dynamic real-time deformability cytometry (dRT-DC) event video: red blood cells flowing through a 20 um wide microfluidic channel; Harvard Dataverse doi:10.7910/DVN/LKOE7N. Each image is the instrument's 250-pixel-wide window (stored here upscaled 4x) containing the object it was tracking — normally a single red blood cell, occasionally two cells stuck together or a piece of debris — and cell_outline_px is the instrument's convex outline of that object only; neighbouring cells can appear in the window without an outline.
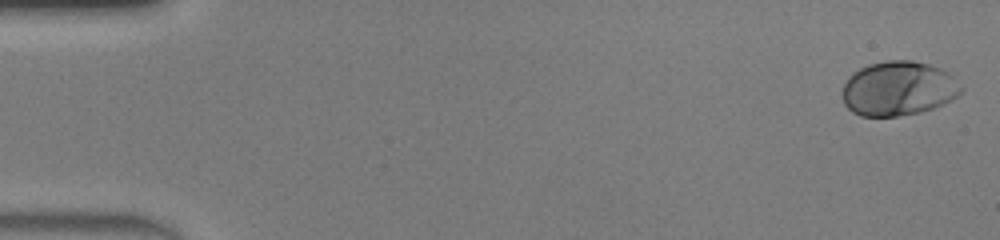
{"species": "human", "species_latin": "Homo sapiens", "temperature_condition": "warm", "stored_images_in_passage": 49, "camera_frame_rate_fps": 3000, "um_per_image_px": 0.085, "donor": {"sex": "male"}, "frame": {"image": 1, "passage_image": 1, "time_ms": 0.0, "image_size_px": [1000, 240], "cell_outline_px": [[964, 92], [952, 100], [932, 108], [920, 112], [896, 116], [860, 116], [852, 112], [844, 104], [844, 84], [848, 76], [852, 72], [868, 64], [888, 60], [912, 60], [928, 64], [940, 68], [948, 72], [964, 88]], "centroid_in_image_um": [76.38, 7.52], "position_along_channel_um": 8.6, "area_um2": 37.8}}
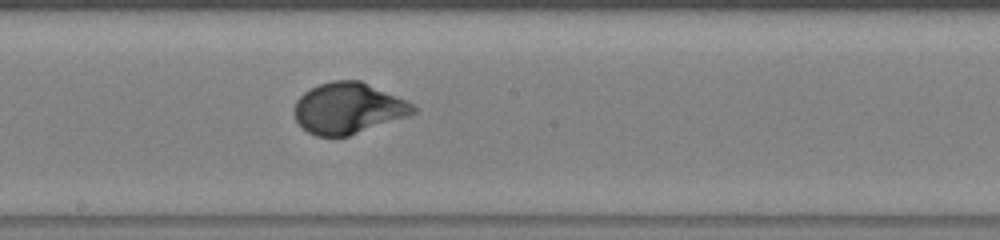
{"frame": {"image": 2, "passage_image": 27, "time_ms": 8.667, "image_size_px": [1000, 240], "cell_outline_px": [[420, 108], [416, 112], [408, 116], [348, 136], [316, 136], [308, 132], [296, 120], [292, 112], [292, 108], [296, 100], [304, 92], [320, 84], [332, 80], [360, 80], [408, 100]], "centroid_in_image_um": [29.61, 9.19], "position_along_channel_um": 218.6, "area_um2": 35.6}}
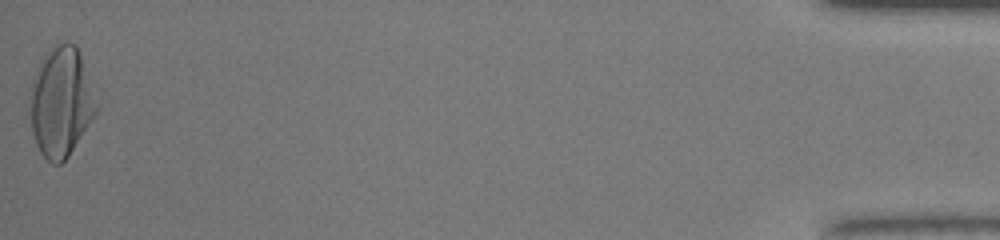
{"frame": {"image": 3, "passage_image": 49, "time_ms": 16.0, "image_size_px": [1000, 240], "cell_outline_px": [[100, 108], [68, 156], [60, 164], [52, 164], [40, 152], [36, 144], [32, 132], [32, 80], [40, 60], [44, 52], [56, 44], [64, 40], [76, 44]], "centroid_in_image_um": [5.21, 8.64], "position_along_channel_um": 430.0, "area_um2": 42.14}, "authors_computed_cell_mechanics": {"area_um2": 35.6626, "velocity_mm_per_s": 4.2107, "shape_relaxation_time_tau1_ms": 2.8226, "shape_relaxation_time_tau2_ms": null, "deformation_change_tau1": 0.1855, "deformation_change_tau2": null}}